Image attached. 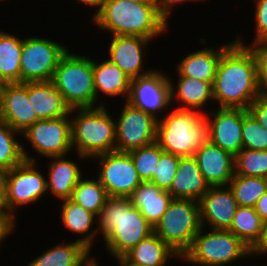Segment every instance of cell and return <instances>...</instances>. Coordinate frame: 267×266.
I'll use <instances>...</instances> for the list:
<instances>
[{
	"instance_id": "48",
	"label": "cell",
	"mask_w": 267,
	"mask_h": 266,
	"mask_svg": "<svg viewBox=\"0 0 267 266\" xmlns=\"http://www.w3.org/2000/svg\"><path fill=\"white\" fill-rule=\"evenodd\" d=\"M117 260H118L120 266H139V265L127 263L123 258H118Z\"/></svg>"
},
{
	"instance_id": "10",
	"label": "cell",
	"mask_w": 267,
	"mask_h": 266,
	"mask_svg": "<svg viewBox=\"0 0 267 266\" xmlns=\"http://www.w3.org/2000/svg\"><path fill=\"white\" fill-rule=\"evenodd\" d=\"M115 121V151L129 152L156 142L158 119L125 101L123 110Z\"/></svg>"
},
{
	"instance_id": "22",
	"label": "cell",
	"mask_w": 267,
	"mask_h": 266,
	"mask_svg": "<svg viewBox=\"0 0 267 266\" xmlns=\"http://www.w3.org/2000/svg\"><path fill=\"white\" fill-rule=\"evenodd\" d=\"M129 198L132 206L139 209L153 228L173 199L168 191H163L151 181H142Z\"/></svg>"
},
{
	"instance_id": "21",
	"label": "cell",
	"mask_w": 267,
	"mask_h": 266,
	"mask_svg": "<svg viewBox=\"0 0 267 266\" xmlns=\"http://www.w3.org/2000/svg\"><path fill=\"white\" fill-rule=\"evenodd\" d=\"M28 98L39 120L70 116L75 111L51 81L28 82Z\"/></svg>"
},
{
	"instance_id": "50",
	"label": "cell",
	"mask_w": 267,
	"mask_h": 266,
	"mask_svg": "<svg viewBox=\"0 0 267 266\" xmlns=\"http://www.w3.org/2000/svg\"><path fill=\"white\" fill-rule=\"evenodd\" d=\"M127 1H131V2L139 3V4H144V3H154L153 0H127Z\"/></svg>"
},
{
	"instance_id": "25",
	"label": "cell",
	"mask_w": 267,
	"mask_h": 266,
	"mask_svg": "<svg viewBox=\"0 0 267 266\" xmlns=\"http://www.w3.org/2000/svg\"><path fill=\"white\" fill-rule=\"evenodd\" d=\"M66 156L50 157L53 161L49 164L47 192L50 191L60 200L70 199L73 189L83 177L77 162L65 158Z\"/></svg>"
},
{
	"instance_id": "5",
	"label": "cell",
	"mask_w": 267,
	"mask_h": 266,
	"mask_svg": "<svg viewBox=\"0 0 267 266\" xmlns=\"http://www.w3.org/2000/svg\"><path fill=\"white\" fill-rule=\"evenodd\" d=\"M105 107L74 108L78 114L70 118L72 150L84 160L115 151L116 124Z\"/></svg>"
},
{
	"instance_id": "42",
	"label": "cell",
	"mask_w": 267,
	"mask_h": 266,
	"mask_svg": "<svg viewBox=\"0 0 267 266\" xmlns=\"http://www.w3.org/2000/svg\"><path fill=\"white\" fill-rule=\"evenodd\" d=\"M15 216H13L4 206H0V243L14 230Z\"/></svg>"
},
{
	"instance_id": "43",
	"label": "cell",
	"mask_w": 267,
	"mask_h": 266,
	"mask_svg": "<svg viewBox=\"0 0 267 266\" xmlns=\"http://www.w3.org/2000/svg\"><path fill=\"white\" fill-rule=\"evenodd\" d=\"M159 14L168 22V16L171 14V9L177 4L186 1H200V0H153ZM202 1V0H201ZM204 1V0H203Z\"/></svg>"
},
{
	"instance_id": "15",
	"label": "cell",
	"mask_w": 267,
	"mask_h": 266,
	"mask_svg": "<svg viewBox=\"0 0 267 266\" xmlns=\"http://www.w3.org/2000/svg\"><path fill=\"white\" fill-rule=\"evenodd\" d=\"M206 116L208 140L236 156L243 149L242 109L218 108Z\"/></svg>"
},
{
	"instance_id": "46",
	"label": "cell",
	"mask_w": 267,
	"mask_h": 266,
	"mask_svg": "<svg viewBox=\"0 0 267 266\" xmlns=\"http://www.w3.org/2000/svg\"><path fill=\"white\" fill-rule=\"evenodd\" d=\"M254 209L263 222L267 221V191L257 200Z\"/></svg>"
},
{
	"instance_id": "34",
	"label": "cell",
	"mask_w": 267,
	"mask_h": 266,
	"mask_svg": "<svg viewBox=\"0 0 267 266\" xmlns=\"http://www.w3.org/2000/svg\"><path fill=\"white\" fill-rule=\"evenodd\" d=\"M108 198L107 191L99 179L82 177L73 189L70 199L97 216Z\"/></svg>"
},
{
	"instance_id": "28",
	"label": "cell",
	"mask_w": 267,
	"mask_h": 266,
	"mask_svg": "<svg viewBox=\"0 0 267 266\" xmlns=\"http://www.w3.org/2000/svg\"><path fill=\"white\" fill-rule=\"evenodd\" d=\"M170 256L181 259L176 252L153 232L122 258L127 263L139 266H165Z\"/></svg>"
},
{
	"instance_id": "23",
	"label": "cell",
	"mask_w": 267,
	"mask_h": 266,
	"mask_svg": "<svg viewBox=\"0 0 267 266\" xmlns=\"http://www.w3.org/2000/svg\"><path fill=\"white\" fill-rule=\"evenodd\" d=\"M227 43L218 49L203 48L188 54L176 67L178 75L214 83L221 55L234 43Z\"/></svg>"
},
{
	"instance_id": "40",
	"label": "cell",
	"mask_w": 267,
	"mask_h": 266,
	"mask_svg": "<svg viewBox=\"0 0 267 266\" xmlns=\"http://www.w3.org/2000/svg\"><path fill=\"white\" fill-rule=\"evenodd\" d=\"M256 35L254 43L267 42V0H255Z\"/></svg>"
},
{
	"instance_id": "38",
	"label": "cell",
	"mask_w": 267,
	"mask_h": 266,
	"mask_svg": "<svg viewBox=\"0 0 267 266\" xmlns=\"http://www.w3.org/2000/svg\"><path fill=\"white\" fill-rule=\"evenodd\" d=\"M180 157L174 154L163 152L155 167L152 183L156 184L163 191H169L172 180L178 169Z\"/></svg>"
},
{
	"instance_id": "37",
	"label": "cell",
	"mask_w": 267,
	"mask_h": 266,
	"mask_svg": "<svg viewBox=\"0 0 267 266\" xmlns=\"http://www.w3.org/2000/svg\"><path fill=\"white\" fill-rule=\"evenodd\" d=\"M243 148L267 150V130L248 112L242 109Z\"/></svg>"
},
{
	"instance_id": "29",
	"label": "cell",
	"mask_w": 267,
	"mask_h": 266,
	"mask_svg": "<svg viewBox=\"0 0 267 266\" xmlns=\"http://www.w3.org/2000/svg\"><path fill=\"white\" fill-rule=\"evenodd\" d=\"M62 202L64 203L61 204L62 211L60 216L64 226L73 233L83 235L81 238H77L76 241L82 243L91 251L96 235L99 234L97 228H91L97 216L71 199H64Z\"/></svg>"
},
{
	"instance_id": "45",
	"label": "cell",
	"mask_w": 267,
	"mask_h": 266,
	"mask_svg": "<svg viewBox=\"0 0 267 266\" xmlns=\"http://www.w3.org/2000/svg\"><path fill=\"white\" fill-rule=\"evenodd\" d=\"M9 176V170L0 167V206H4L5 197L7 194V180Z\"/></svg>"
},
{
	"instance_id": "35",
	"label": "cell",
	"mask_w": 267,
	"mask_h": 266,
	"mask_svg": "<svg viewBox=\"0 0 267 266\" xmlns=\"http://www.w3.org/2000/svg\"><path fill=\"white\" fill-rule=\"evenodd\" d=\"M235 174L267 179V150L242 149L234 160Z\"/></svg>"
},
{
	"instance_id": "2",
	"label": "cell",
	"mask_w": 267,
	"mask_h": 266,
	"mask_svg": "<svg viewBox=\"0 0 267 266\" xmlns=\"http://www.w3.org/2000/svg\"><path fill=\"white\" fill-rule=\"evenodd\" d=\"M97 220V230L103 234L105 248L115 259L122 258L153 233V227L139 209L132 206L130 198L109 197Z\"/></svg>"
},
{
	"instance_id": "26",
	"label": "cell",
	"mask_w": 267,
	"mask_h": 266,
	"mask_svg": "<svg viewBox=\"0 0 267 266\" xmlns=\"http://www.w3.org/2000/svg\"><path fill=\"white\" fill-rule=\"evenodd\" d=\"M93 80L96 101L99 99V92L109 97L124 96L127 101L131 79L109 59L101 63L93 60Z\"/></svg>"
},
{
	"instance_id": "7",
	"label": "cell",
	"mask_w": 267,
	"mask_h": 266,
	"mask_svg": "<svg viewBox=\"0 0 267 266\" xmlns=\"http://www.w3.org/2000/svg\"><path fill=\"white\" fill-rule=\"evenodd\" d=\"M200 228L199 202L172 199L153 232L182 258L191 248Z\"/></svg>"
},
{
	"instance_id": "14",
	"label": "cell",
	"mask_w": 267,
	"mask_h": 266,
	"mask_svg": "<svg viewBox=\"0 0 267 266\" xmlns=\"http://www.w3.org/2000/svg\"><path fill=\"white\" fill-rule=\"evenodd\" d=\"M157 70L153 69L147 75L131 79L127 102L159 119L158 113L172 104L169 76Z\"/></svg>"
},
{
	"instance_id": "32",
	"label": "cell",
	"mask_w": 267,
	"mask_h": 266,
	"mask_svg": "<svg viewBox=\"0 0 267 266\" xmlns=\"http://www.w3.org/2000/svg\"><path fill=\"white\" fill-rule=\"evenodd\" d=\"M263 221L254 207L238 206L229 231L252 248L259 240Z\"/></svg>"
},
{
	"instance_id": "31",
	"label": "cell",
	"mask_w": 267,
	"mask_h": 266,
	"mask_svg": "<svg viewBox=\"0 0 267 266\" xmlns=\"http://www.w3.org/2000/svg\"><path fill=\"white\" fill-rule=\"evenodd\" d=\"M20 132L14 130L6 122L0 119V167L11 170L20 165L25 160L29 162L37 161V157L27 154L23 143L15 138Z\"/></svg>"
},
{
	"instance_id": "33",
	"label": "cell",
	"mask_w": 267,
	"mask_h": 266,
	"mask_svg": "<svg viewBox=\"0 0 267 266\" xmlns=\"http://www.w3.org/2000/svg\"><path fill=\"white\" fill-rule=\"evenodd\" d=\"M238 206L254 207L267 191V179L263 177L234 175L228 183Z\"/></svg>"
},
{
	"instance_id": "11",
	"label": "cell",
	"mask_w": 267,
	"mask_h": 266,
	"mask_svg": "<svg viewBox=\"0 0 267 266\" xmlns=\"http://www.w3.org/2000/svg\"><path fill=\"white\" fill-rule=\"evenodd\" d=\"M99 160L98 179L109 197L129 198L142 180L127 152H108L93 157Z\"/></svg>"
},
{
	"instance_id": "17",
	"label": "cell",
	"mask_w": 267,
	"mask_h": 266,
	"mask_svg": "<svg viewBox=\"0 0 267 266\" xmlns=\"http://www.w3.org/2000/svg\"><path fill=\"white\" fill-rule=\"evenodd\" d=\"M0 119L20 133L39 120L28 98V82L6 83L0 101Z\"/></svg>"
},
{
	"instance_id": "19",
	"label": "cell",
	"mask_w": 267,
	"mask_h": 266,
	"mask_svg": "<svg viewBox=\"0 0 267 266\" xmlns=\"http://www.w3.org/2000/svg\"><path fill=\"white\" fill-rule=\"evenodd\" d=\"M194 157L209 186H228L234 177L235 156L209 140L195 152Z\"/></svg>"
},
{
	"instance_id": "39",
	"label": "cell",
	"mask_w": 267,
	"mask_h": 266,
	"mask_svg": "<svg viewBox=\"0 0 267 266\" xmlns=\"http://www.w3.org/2000/svg\"><path fill=\"white\" fill-rule=\"evenodd\" d=\"M257 59L260 95L267 97V42L249 46Z\"/></svg>"
},
{
	"instance_id": "8",
	"label": "cell",
	"mask_w": 267,
	"mask_h": 266,
	"mask_svg": "<svg viewBox=\"0 0 267 266\" xmlns=\"http://www.w3.org/2000/svg\"><path fill=\"white\" fill-rule=\"evenodd\" d=\"M204 228H200L191 248L181 259L201 266H226L251 256V248L229 230L212 229L205 234Z\"/></svg>"
},
{
	"instance_id": "9",
	"label": "cell",
	"mask_w": 267,
	"mask_h": 266,
	"mask_svg": "<svg viewBox=\"0 0 267 266\" xmlns=\"http://www.w3.org/2000/svg\"><path fill=\"white\" fill-rule=\"evenodd\" d=\"M66 46L51 39L27 37L23 39L20 70L21 83L51 81Z\"/></svg>"
},
{
	"instance_id": "47",
	"label": "cell",
	"mask_w": 267,
	"mask_h": 266,
	"mask_svg": "<svg viewBox=\"0 0 267 266\" xmlns=\"http://www.w3.org/2000/svg\"><path fill=\"white\" fill-rule=\"evenodd\" d=\"M81 3H84V5L87 6H94L97 10L96 12L98 13L100 11L101 5H102V0H77Z\"/></svg>"
},
{
	"instance_id": "41",
	"label": "cell",
	"mask_w": 267,
	"mask_h": 266,
	"mask_svg": "<svg viewBox=\"0 0 267 266\" xmlns=\"http://www.w3.org/2000/svg\"><path fill=\"white\" fill-rule=\"evenodd\" d=\"M248 112L267 130V97L258 96L249 106Z\"/></svg>"
},
{
	"instance_id": "3",
	"label": "cell",
	"mask_w": 267,
	"mask_h": 266,
	"mask_svg": "<svg viewBox=\"0 0 267 266\" xmlns=\"http://www.w3.org/2000/svg\"><path fill=\"white\" fill-rule=\"evenodd\" d=\"M92 19L101 30L110 31L113 36H140L151 41L168 28V22L154 3L102 0L100 11Z\"/></svg>"
},
{
	"instance_id": "27",
	"label": "cell",
	"mask_w": 267,
	"mask_h": 266,
	"mask_svg": "<svg viewBox=\"0 0 267 266\" xmlns=\"http://www.w3.org/2000/svg\"><path fill=\"white\" fill-rule=\"evenodd\" d=\"M90 253L89 249L75 240L46 250L28 266H91L96 260L89 256Z\"/></svg>"
},
{
	"instance_id": "4",
	"label": "cell",
	"mask_w": 267,
	"mask_h": 266,
	"mask_svg": "<svg viewBox=\"0 0 267 266\" xmlns=\"http://www.w3.org/2000/svg\"><path fill=\"white\" fill-rule=\"evenodd\" d=\"M203 111L180 110L160 117L156 142L161 149L179 157H191L208 141L206 115Z\"/></svg>"
},
{
	"instance_id": "24",
	"label": "cell",
	"mask_w": 267,
	"mask_h": 266,
	"mask_svg": "<svg viewBox=\"0 0 267 266\" xmlns=\"http://www.w3.org/2000/svg\"><path fill=\"white\" fill-rule=\"evenodd\" d=\"M178 76L177 85L169 78L171 103L178 98L181 105H177L176 109L201 112V107L203 108V105H207L206 103L213 99V84L182 75Z\"/></svg>"
},
{
	"instance_id": "49",
	"label": "cell",
	"mask_w": 267,
	"mask_h": 266,
	"mask_svg": "<svg viewBox=\"0 0 267 266\" xmlns=\"http://www.w3.org/2000/svg\"><path fill=\"white\" fill-rule=\"evenodd\" d=\"M5 85H6V82L0 76V101H1V96H2V92L4 90Z\"/></svg>"
},
{
	"instance_id": "51",
	"label": "cell",
	"mask_w": 267,
	"mask_h": 266,
	"mask_svg": "<svg viewBox=\"0 0 267 266\" xmlns=\"http://www.w3.org/2000/svg\"><path fill=\"white\" fill-rule=\"evenodd\" d=\"M91 266H99L98 263L95 261Z\"/></svg>"
},
{
	"instance_id": "44",
	"label": "cell",
	"mask_w": 267,
	"mask_h": 266,
	"mask_svg": "<svg viewBox=\"0 0 267 266\" xmlns=\"http://www.w3.org/2000/svg\"><path fill=\"white\" fill-rule=\"evenodd\" d=\"M267 253V221L263 222V228L259 240L251 248V256Z\"/></svg>"
},
{
	"instance_id": "36",
	"label": "cell",
	"mask_w": 267,
	"mask_h": 266,
	"mask_svg": "<svg viewBox=\"0 0 267 266\" xmlns=\"http://www.w3.org/2000/svg\"><path fill=\"white\" fill-rule=\"evenodd\" d=\"M163 152L157 142L128 152L142 181H151L154 178L155 167Z\"/></svg>"
},
{
	"instance_id": "1",
	"label": "cell",
	"mask_w": 267,
	"mask_h": 266,
	"mask_svg": "<svg viewBox=\"0 0 267 266\" xmlns=\"http://www.w3.org/2000/svg\"><path fill=\"white\" fill-rule=\"evenodd\" d=\"M212 89L219 108L248 110L260 96L257 59L241 38L221 55Z\"/></svg>"
},
{
	"instance_id": "20",
	"label": "cell",
	"mask_w": 267,
	"mask_h": 266,
	"mask_svg": "<svg viewBox=\"0 0 267 266\" xmlns=\"http://www.w3.org/2000/svg\"><path fill=\"white\" fill-rule=\"evenodd\" d=\"M210 188L194 156L180 157L178 169L168 191L173 199L199 201Z\"/></svg>"
},
{
	"instance_id": "16",
	"label": "cell",
	"mask_w": 267,
	"mask_h": 266,
	"mask_svg": "<svg viewBox=\"0 0 267 266\" xmlns=\"http://www.w3.org/2000/svg\"><path fill=\"white\" fill-rule=\"evenodd\" d=\"M198 202L201 227L230 229L238 204L229 186H210Z\"/></svg>"
},
{
	"instance_id": "12",
	"label": "cell",
	"mask_w": 267,
	"mask_h": 266,
	"mask_svg": "<svg viewBox=\"0 0 267 266\" xmlns=\"http://www.w3.org/2000/svg\"><path fill=\"white\" fill-rule=\"evenodd\" d=\"M71 117L36 121L21 133L32 148L46 158L66 156L72 150Z\"/></svg>"
},
{
	"instance_id": "13",
	"label": "cell",
	"mask_w": 267,
	"mask_h": 266,
	"mask_svg": "<svg viewBox=\"0 0 267 266\" xmlns=\"http://www.w3.org/2000/svg\"><path fill=\"white\" fill-rule=\"evenodd\" d=\"M36 163L25 160L9 170L4 207L13 216L17 206L35 202L47 192L45 175L36 168Z\"/></svg>"
},
{
	"instance_id": "30",
	"label": "cell",
	"mask_w": 267,
	"mask_h": 266,
	"mask_svg": "<svg viewBox=\"0 0 267 266\" xmlns=\"http://www.w3.org/2000/svg\"><path fill=\"white\" fill-rule=\"evenodd\" d=\"M23 39L0 31V76L6 83H21Z\"/></svg>"
},
{
	"instance_id": "6",
	"label": "cell",
	"mask_w": 267,
	"mask_h": 266,
	"mask_svg": "<svg viewBox=\"0 0 267 266\" xmlns=\"http://www.w3.org/2000/svg\"><path fill=\"white\" fill-rule=\"evenodd\" d=\"M51 82L72 108H95L93 60L67 52L61 57Z\"/></svg>"
},
{
	"instance_id": "18",
	"label": "cell",
	"mask_w": 267,
	"mask_h": 266,
	"mask_svg": "<svg viewBox=\"0 0 267 266\" xmlns=\"http://www.w3.org/2000/svg\"><path fill=\"white\" fill-rule=\"evenodd\" d=\"M108 58L121 68L130 78H138L149 74L152 69L143 72V51L149 45L150 39L140 36H112Z\"/></svg>"
}]
</instances>
